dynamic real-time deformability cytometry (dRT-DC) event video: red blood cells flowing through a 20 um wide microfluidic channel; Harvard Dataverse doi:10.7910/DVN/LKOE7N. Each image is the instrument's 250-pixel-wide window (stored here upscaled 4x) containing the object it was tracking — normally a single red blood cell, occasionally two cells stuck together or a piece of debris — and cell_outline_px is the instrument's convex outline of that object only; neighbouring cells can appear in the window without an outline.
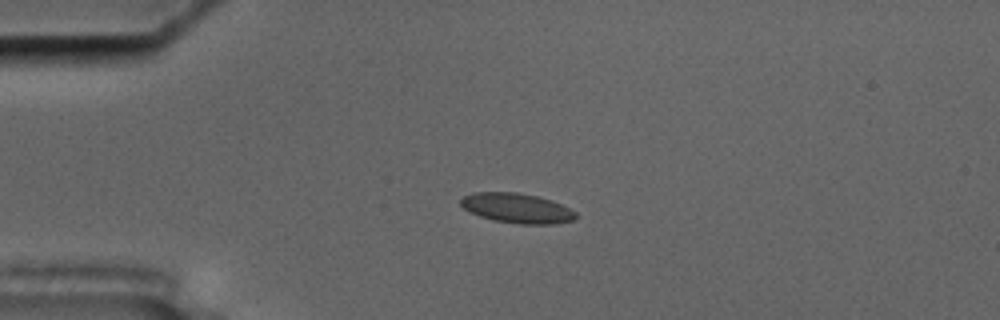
{"species": "common noctule bat (a hibernating species)", "species_latin": "Nyctalus noctula", "temperature_condition": "cold", "stored_images_in_passage": 50, "camera_frame_rate_fps": 3000, "um_per_image_px": 0.085, "animal": {"sex": "male", "body_mass_g": 17.5, "forearm_length_mm": 52.3}, "frame": {"image": 1, "passage_image": 7, "time_ms": 2.0, "image_size_px": [1000, 320], "cell_outline_px": [[576, 216], [572, 220], [556, 224], [520, 224], [492, 220], [468, 212], [460, 204], [460, 200], [464, 196], [476, 192], [516, 192], [536, 196], [552, 200], [576, 212]], "centroid_in_image_um": [43.91, 17.7], "position_along_channel_um": 41.1, "area_um2": 19.94}}
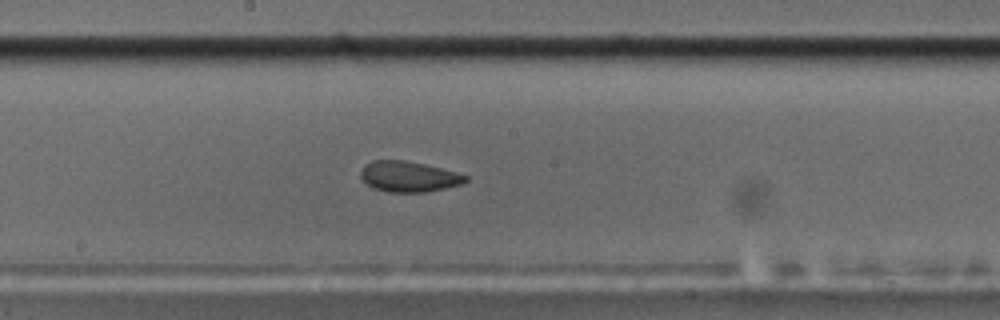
{"frame": {"image": 2, "passage_image": 24, "time_ms": 7.667, "image_size_px": [1000, 320], "cell_outline_px": [[468, 180], [460, 184], [444, 188], [424, 192], [388, 192], [372, 188], [360, 176], [360, 172], [364, 164], [372, 160], [404, 160], [424, 164], [456, 172], [468, 176]], "centroid_in_image_um": [34.7, 15.0], "position_along_channel_um": 213.5, "area_um2": 18.61}}
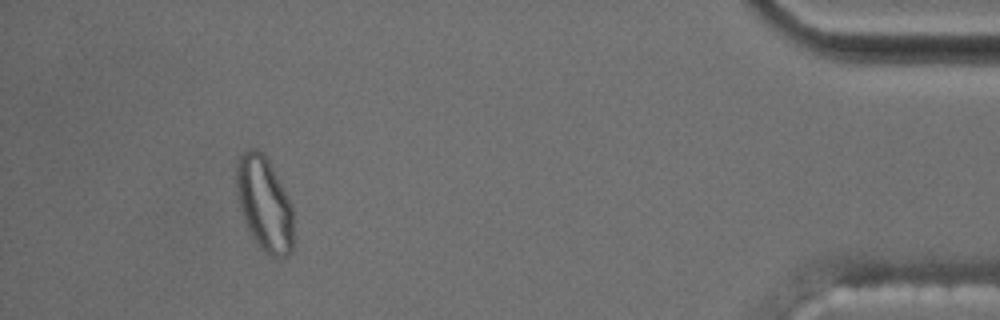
{"frame": {"image": 3, "passage_image": 46, "time_ms": 15.0, "image_size_px": [1000, 320], "cell_outline_px": [[292, 252], [288, 256], [272, 256], [264, 252], [252, 236], [244, 220], [240, 208], [236, 192], [236, 160], [240, 152], [248, 148], [256, 148], [268, 160], [292, 204]], "centroid_in_image_um": [22.44, 17.29], "position_along_channel_um": 412.8, "area_um2": 31.27}, "authors_computed_cell_mechanics": {"area_um2": 19.6809, "velocity_mm_per_s": 3.5312, "shape_relaxation_time_tau1_ms": null, "shape_relaxation_time_tau2_ms": 2.0938, "deformation_change_tau1": null, "deformation_change_tau2": 0.0764}}